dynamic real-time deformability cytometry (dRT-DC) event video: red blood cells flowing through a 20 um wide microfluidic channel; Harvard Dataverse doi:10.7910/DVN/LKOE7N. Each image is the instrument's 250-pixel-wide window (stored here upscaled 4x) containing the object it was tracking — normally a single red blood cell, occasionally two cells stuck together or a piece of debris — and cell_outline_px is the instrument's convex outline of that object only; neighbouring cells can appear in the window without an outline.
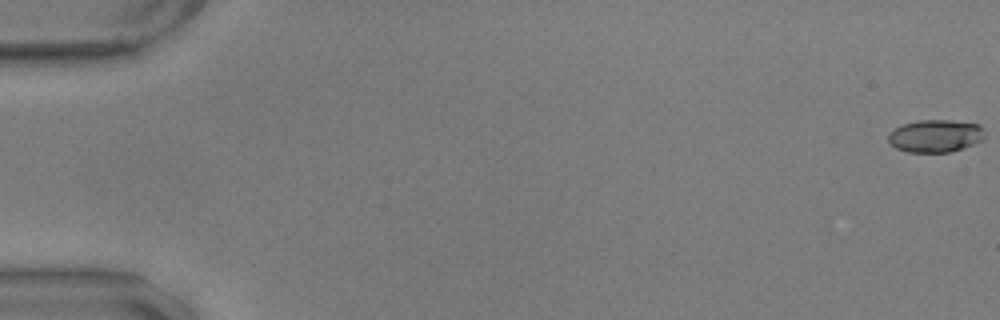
{"species": "common noctule bat (a hibernating species)", "species_latin": "Nyctalus noctula", "temperature_condition": "warm", "stored_images_in_passage": 58, "camera_frame_rate_fps": 3000, "um_per_image_px": 0.085, "animal": {"sex": "male", "body_mass_g": 17.9, "forearm_length_mm": 54.2}, "frame": {"image": 1, "passage_image": 1, "time_ms": 0.0, "image_size_px": [1000, 320], "cell_outline_px": [[984, 140], [964, 148], [948, 152], [908, 152], [896, 148], [888, 140], [888, 132], [904, 124], [920, 120], [948, 120], [980, 124], [984, 128]], "centroid_in_image_um": [79.55, 11.55], "position_along_channel_um": 5.5, "area_um2": 18.38}}
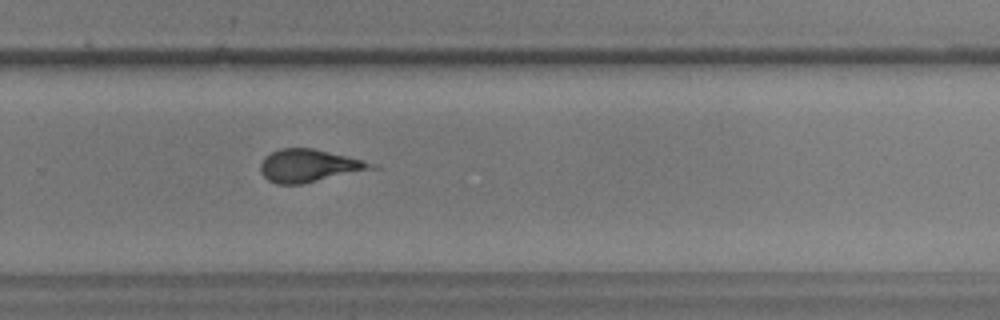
{"frame": {"image": 2, "passage_image": 40, "time_ms": 13.0, "image_size_px": [1000, 320], "cell_outline_px": [[380, 168], [304, 184], [276, 184], [268, 180], [260, 172], [260, 164], [264, 156], [280, 148], [312, 148], [348, 156], [380, 164]], "centroid_in_image_um": [26.33, 14.09], "position_along_channel_um": 303.5, "area_um2": 21.62}}
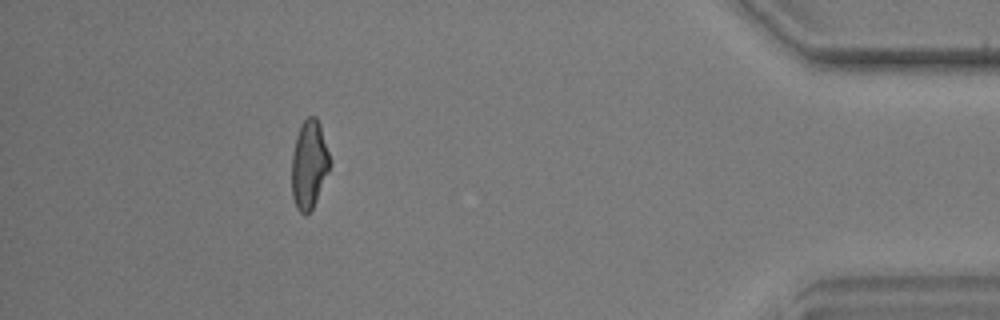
{"frame": {"image": 3, "passage_image": 53, "time_ms": 17.333, "image_size_px": [1000, 320], "cell_outline_px": [[332, 160], [328, 172], [316, 200], [312, 208], [308, 212], [300, 212], [296, 208], [292, 196], [292, 156], [296, 136], [300, 124], [308, 116], [316, 116], [320, 124]], "centroid_in_image_um": [26.28, 13.93], "position_along_channel_um": 408.9, "area_um2": 19.65}, "authors_computed_cell_mechanics": {"area_um2": 19.9121, "velocity_mm_per_s": 3.5444, "shape_relaxation_time_tau1_ms": null, "shape_relaxation_time_tau2_ms": 2.4628, "deformation_change_tau1": null, "deformation_change_tau2": 0.1125}}